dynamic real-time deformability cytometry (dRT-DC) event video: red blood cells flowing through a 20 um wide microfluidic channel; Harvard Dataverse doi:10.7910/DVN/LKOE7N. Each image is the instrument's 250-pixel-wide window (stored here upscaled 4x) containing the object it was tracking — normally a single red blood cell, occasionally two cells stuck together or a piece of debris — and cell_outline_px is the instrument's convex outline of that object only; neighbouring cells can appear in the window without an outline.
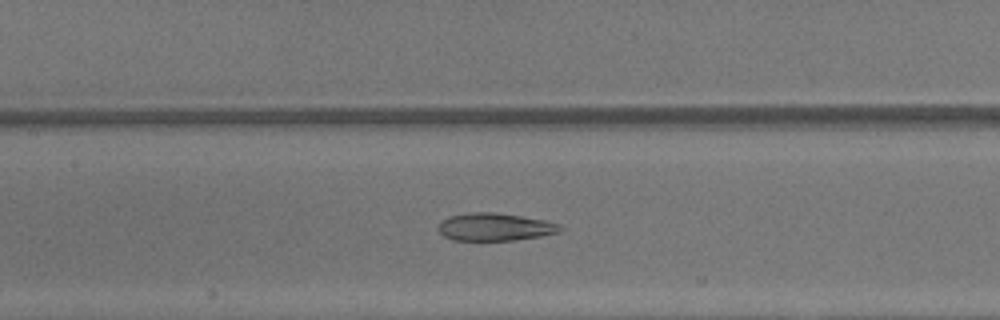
{"species": "common noctule bat (a hibernating species)", "species_latin": "Nyctalus noctula", "temperature_condition": "warm", "stored_images_in_passage": 40, "camera_frame_rate_fps": 3000, "um_per_image_px": 0.085, "animal": {"sex": "male", "body_mass_g": 13.3}, "frame": {"image": 1, "passage_image": 15, "time_ms": 4.667, "image_size_px": [1000, 320], "cell_outline_px": [[564, 228], [560, 232], [540, 236], [512, 240], [456, 240], [444, 236], [436, 228], [440, 220], [448, 216], [468, 212], [496, 212], [544, 220], [560, 224]], "centroid_in_image_um": [42.04, 19.28], "position_along_channel_um": 165.4, "area_um2": 19.77}}
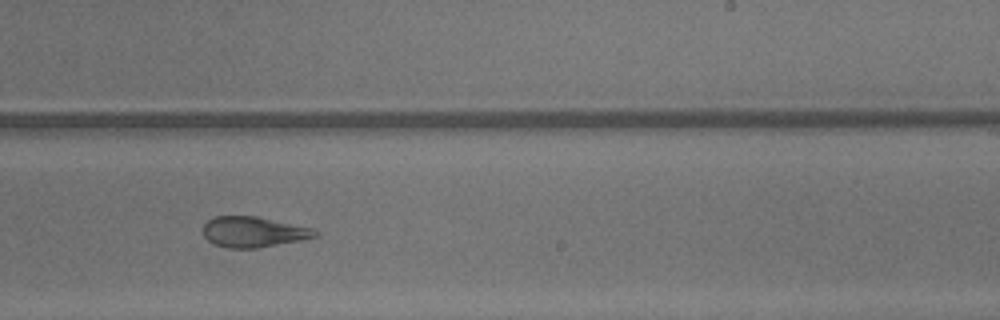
{"frame": {"image": 2, "passage_image": 22, "time_ms": 7.0, "image_size_px": [1000, 320], "cell_outline_px": [[320, 232], [316, 236], [300, 240], [256, 248], [228, 248], [212, 244], [204, 236], [204, 224], [208, 220], [216, 216], [256, 216], [316, 228]], "centroid_in_image_um": [21.56, 19.71], "position_along_channel_um": 267.4, "area_um2": 20.0}}
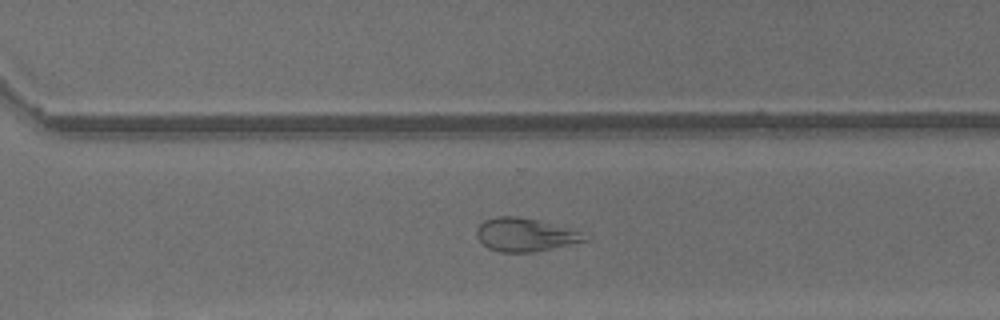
{"frame": {"image": 3, "passage_image": 26, "time_ms": 8.333, "image_size_px": [1000, 320], "cell_outline_px": [[592, 240], [536, 252], [500, 252], [488, 248], [476, 236], [476, 232], [480, 224], [484, 220], [496, 216], [516, 216], [536, 220], [580, 232]], "centroid_in_image_um": [44.63, 19.97], "position_along_channel_um": 326.0, "area_um2": 20.81}, "authors_computed_cell_mechanics": {"area_um2": 25.0274, "velocity_mm_per_s": 4.3886, "shape_relaxation_time_tau1_ms": null, "shape_relaxation_time_tau2_ms": 1.7181, "deformation_change_tau1": null, "deformation_change_tau2": 0.1047}}